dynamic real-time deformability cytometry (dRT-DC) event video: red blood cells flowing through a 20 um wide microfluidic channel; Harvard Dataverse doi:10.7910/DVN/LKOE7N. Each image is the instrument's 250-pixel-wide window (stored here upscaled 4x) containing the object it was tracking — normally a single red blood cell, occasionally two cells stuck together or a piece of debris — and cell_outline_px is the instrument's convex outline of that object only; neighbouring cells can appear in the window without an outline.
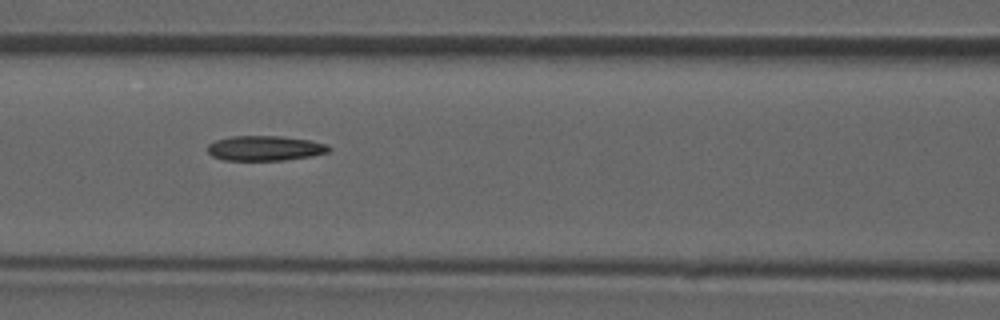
{"species": "common noctule bat (a hibernating species)", "species_latin": "Nyctalus noctula", "temperature_condition": "room temperature", "stored_images_in_passage": 48, "camera_frame_rate_fps": 3000, "um_per_image_px": 0.085, "animal": {"sex": "male", "forearm_length_mm": 52.5}, "frame": {"image": 1, "passage_image": 21, "time_ms": 6.667, "image_size_px": [1000, 320], "cell_outline_px": [[332, 148], [328, 152], [308, 156], [284, 160], [224, 160], [212, 156], [208, 152], [208, 144], [216, 140], [232, 136], [280, 136], [308, 140], [328, 144]], "centroid_in_image_um": [22.51, 12.59], "position_along_channel_um": 144.1, "area_um2": 17.51}}